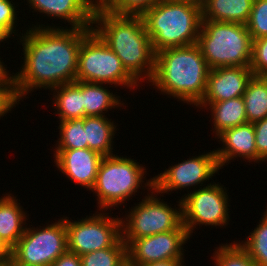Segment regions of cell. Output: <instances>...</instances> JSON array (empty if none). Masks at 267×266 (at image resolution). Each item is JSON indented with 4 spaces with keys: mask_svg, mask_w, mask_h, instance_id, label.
<instances>
[{
    "mask_svg": "<svg viewBox=\"0 0 267 266\" xmlns=\"http://www.w3.org/2000/svg\"><path fill=\"white\" fill-rule=\"evenodd\" d=\"M91 30L39 25L22 34L24 65L23 70L15 74L18 98L21 100L34 88L51 90L76 81L81 41Z\"/></svg>",
    "mask_w": 267,
    "mask_h": 266,
    "instance_id": "cell-1",
    "label": "cell"
},
{
    "mask_svg": "<svg viewBox=\"0 0 267 266\" xmlns=\"http://www.w3.org/2000/svg\"><path fill=\"white\" fill-rule=\"evenodd\" d=\"M93 24L98 26L92 29L120 58L127 72L137 82L144 77L149 82L152 80L155 52L142 16L116 15L107 9H97L94 10Z\"/></svg>",
    "mask_w": 267,
    "mask_h": 266,
    "instance_id": "cell-2",
    "label": "cell"
},
{
    "mask_svg": "<svg viewBox=\"0 0 267 266\" xmlns=\"http://www.w3.org/2000/svg\"><path fill=\"white\" fill-rule=\"evenodd\" d=\"M209 67L197 43L155 54L152 85L174 98L197 105L206 91Z\"/></svg>",
    "mask_w": 267,
    "mask_h": 266,
    "instance_id": "cell-3",
    "label": "cell"
},
{
    "mask_svg": "<svg viewBox=\"0 0 267 266\" xmlns=\"http://www.w3.org/2000/svg\"><path fill=\"white\" fill-rule=\"evenodd\" d=\"M142 17L155 54L197 43L202 23L198 5L184 0H160Z\"/></svg>",
    "mask_w": 267,
    "mask_h": 266,
    "instance_id": "cell-4",
    "label": "cell"
},
{
    "mask_svg": "<svg viewBox=\"0 0 267 266\" xmlns=\"http://www.w3.org/2000/svg\"><path fill=\"white\" fill-rule=\"evenodd\" d=\"M197 45L210 70L250 67L252 39L245 24L202 20Z\"/></svg>",
    "mask_w": 267,
    "mask_h": 266,
    "instance_id": "cell-5",
    "label": "cell"
},
{
    "mask_svg": "<svg viewBox=\"0 0 267 266\" xmlns=\"http://www.w3.org/2000/svg\"><path fill=\"white\" fill-rule=\"evenodd\" d=\"M77 81L133 87L137 82L120 58L92 29L81 41L77 62Z\"/></svg>",
    "mask_w": 267,
    "mask_h": 266,
    "instance_id": "cell-6",
    "label": "cell"
},
{
    "mask_svg": "<svg viewBox=\"0 0 267 266\" xmlns=\"http://www.w3.org/2000/svg\"><path fill=\"white\" fill-rule=\"evenodd\" d=\"M135 161L115 154L102 158L95 184L91 189L98 196L100 211L121 205L142 186L146 169Z\"/></svg>",
    "mask_w": 267,
    "mask_h": 266,
    "instance_id": "cell-7",
    "label": "cell"
},
{
    "mask_svg": "<svg viewBox=\"0 0 267 266\" xmlns=\"http://www.w3.org/2000/svg\"><path fill=\"white\" fill-rule=\"evenodd\" d=\"M27 228L10 250L13 266H51L67 249L65 219L43 228Z\"/></svg>",
    "mask_w": 267,
    "mask_h": 266,
    "instance_id": "cell-8",
    "label": "cell"
},
{
    "mask_svg": "<svg viewBox=\"0 0 267 266\" xmlns=\"http://www.w3.org/2000/svg\"><path fill=\"white\" fill-rule=\"evenodd\" d=\"M154 196L149 193L132 208L125 218L127 223L121 220L122 240H134L172 230H187L183 225L182 201L178 202V211Z\"/></svg>",
    "mask_w": 267,
    "mask_h": 266,
    "instance_id": "cell-9",
    "label": "cell"
},
{
    "mask_svg": "<svg viewBox=\"0 0 267 266\" xmlns=\"http://www.w3.org/2000/svg\"><path fill=\"white\" fill-rule=\"evenodd\" d=\"M97 213L80 221L65 218L67 249L81 256L111 247L121 237V218Z\"/></svg>",
    "mask_w": 267,
    "mask_h": 266,
    "instance_id": "cell-10",
    "label": "cell"
},
{
    "mask_svg": "<svg viewBox=\"0 0 267 266\" xmlns=\"http://www.w3.org/2000/svg\"><path fill=\"white\" fill-rule=\"evenodd\" d=\"M225 189L222 185L210 183L181 198L183 225L189 236L198 224L220 227L227 225L229 205Z\"/></svg>",
    "mask_w": 267,
    "mask_h": 266,
    "instance_id": "cell-11",
    "label": "cell"
},
{
    "mask_svg": "<svg viewBox=\"0 0 267 266\" xmlns=\"http://www.w3.org/2000/svg\"><path fill=\"white\" fill-rule=\"evenodd\" d=\"M221 169L217 160L216 152L192 157L176 165H172L159 175L149 179L145 187L151 189V193H167L168 191L181 190V188L193 187L203 184L209 180L213 174ZM154 191V192H153Z\"/></svg>",
    "mask_w": 267,
    "mask_h": 266,
    "instance_id": "cell-12",
    "label": "cell"
},
{
    "mask_svg": "<svg viewBox=\"0 0 267 266\" xmlns=\"http://www.w3.org/2000/svg\"><path fill=\"white\" fill-rule=\"evenodd\" d=\"M190 238L187 230H172L134 240L126 244L127 260L137 266L153 262L183 259V246Z\"/></svg>",
    "mask_w": 267,
    "mask_h": 266,
    "instance_id": "cell-13",
    "label": "cell"
},
{
    "mask_svg": "<svg viewBox=\"0 0 267 266\" xmlns=\"http://www.w3.org/2000/svg\"><path fill=\"white\" fill-rule=\"evenodd\" d=\"M253 72L250 67H218L209 70L206 91L196 105L207 107L213 102L242 97Z\"/></svg>",
    "mask_w": 267,
    "mask_h": 266,
    "instance_id": "cell-14",
    "label": "cell"
},
{
    "mask_svg": "<svg viewBox=\"0 0 267 266\" xmlns=\"http://www.w3.org/2000/svg\"><path fill=\"white\" fill-rule=\"evenodd\" d=\"M54 152V162L67 178L90 190L93 188L103 158L101 154L89 148L56 149Z\"/></svg>",
    "mask_w": 267,
    "mask_h": 266,
    "instance_id": "cell-15",
    "label": "cell"
},
{
    "mask_svg": "<svg viewBox=\"0 0 267 266\" xmlns=\"http://www.w3.org/2000/svg\"><path fill=\"white\" fill-rule=\"evenodd\" d=\"M225 147L215 150L220 168L234 157L257 162L255 130L253 123H245L227 129L218 135ZM251 160V161H250Z\"/></svg>",
    "mask_w": 267,
    "mask_h": 266,
    "instance_id": "cell-16",
    "label": "cell"
},
{
    "mask_svg": "<svg viewBox=\"0 0 267 266\" xmlns=\"http://www.w3.org/2000/svg\"><path fill=\"white\" fill-rule=\"evenodd\" d=\"M29 6L47 16L67 20L71 28H92L94 9L86 0H27ZM92 24V25H91Z\"/></svg>",
    "mask_w": 267,
    "mask_h": 266,
    "instance_id": "cell-17",
    "label": "cell"
},
{
    "mask_svg": "<svg viewBox=\"0 0 267 266\" xmlns=\"http://www.w3.org/2000/svg\"><path fill=\"white\" fill-rule=\"evenodd\" d=\"M7 195L0 198V240L11 250L23 236L26 229L23 221L27 218L16 197Z\"/></svg>",
    "mask_w": 267,
    "mask_h": 266,
    "instance_id": "cell-18",
    "label": "cell"
},
{
    "mask_svg": "<svg viewBox=\"0 0 267 266\" xmlns=\"http://www.w3.org/2000/svg\"><path fill=\"white\" fill-rule=\"evenodd\" d=\"M254 0H207L202 20L247 24Z\"/></svg>",
    "mask_w": 267,
    "mask_h": 266,
    "instance_id": "cell-19",
    "label": "cell"
},
{
    "mask_svg": "<svg viewBox=\"0 0 267 266\" xmlns=\"http://www.w3.org/2000/svg\"><path fill=\"white\" fill-rule=\"evenodd\" d=\"M52 90L57 92L54 91L53 102L60 121L84 118L83 81L62 84Z\"/></svg>",
    "mask_w": 267,
    "mask_h": 266,
    "instance_id": "cell-20",
    "label": "cell"
},
{
    "mask_svg": "<svg viewBox=\"0 0 267 266\" xmlns=\"http://www.w3.org/2000/svg\"><path fill=\"white\" fill-rule=\"evenodd\" d=\"M84 131L88 148L104 156L113 155L112 147L115 129L111 120L106 116H86L84 117Z\"/></svg>",
    "mask_w": 267,
    "mask_h": 266,
    "instance_id": "cell-21",
    "label": "cell"
},
{
    "mask_svg": "<svg viewBox=\"0 0 267 266\" xmlns=\"http://www.w3.org/2000/svg\"><path fill=\"white\" fill-rule=\"evenodd\" d=\"M207 106H210L217 136L227 129L248 123L243 97L213 102Z\"/></svg>",
    "mask_w": 267,
    "mask_h": 266,
    "instance_id": "cell-22",
    "label": "cell"
},
{
    "mask_svg": "<svg viewBox=\"0 0 267 266\" xmlns=\"http://www.w3.org/2000/svg\"><path fill=\"white\" fill-rule=\"evenodd\" d=\"M242 97L249 123L267 117V81L263 76L253 75Z\"/></svg>",
    "mask_w": 267,
    "mask_h": 266,
    "instance_id": "cell-23",
    "label": "cell"
},
{
    "mask_svg": "<svg viewBox=\"0 0 267 266\" xmlns=\"http://www.w3.org/2000/svg\"><path fill=\"white\" fill-rule=\"evenodd\" d=\"M118 98L105 89L103 84L83 82L84 117L104 116L103 111L107 112L110 108L122 106L123 103Z\"/></svg>",
    "mask_w": 267,
    "mask_h": 266,
    "instance_id": "cell-24",
    "label": "cell"
},
{
    "mask_svg": "<svg viewBox=\"0 0 267 266\" xmlns=\"http://www.w3.org/2000/svg\"><path fill=\"white\" fill-rule=\"evenodd\" d=\"M82 266H121L126 260V244L120 237L111 247L80 256Z\"/></svg>",
    "mask_w": 267,
    "mask_h": 266,
    "instance_id": "cell-25",
    "label": "cell"
},
{
    "mask_svg": "<svg viewBox=\"0 0 267 266\" xmlns=\"http://www.w3.org/2000/svg\"><path fill=\"white\" fill-rule=\"evenodd\" d=\"M260 224L251 232L245 242L239 245L258 266H267V209ZM243 243V244H242Z\"/></svg>",
    "mask_w": 267,
    "mask_h": 266,
    "instance_id": "cell-26",
    "label": "cell"
},
{
    "mask_svg": "<svg viewBox=\"0 0 267 266\" xmlns=\"http://www.w3.org/2000/svg\"><path fill=\"white\" fill-rule=\"evenodd\" d=\"M84 118L60 121V138L56 149L88 148L84 131Z\"/></svg>",
    "mask_w": 267,
    "mask_h": 266,
    "instance_id": "cell-27",
    "label": "cell"
},
{
    "mask_svg": "<svg viewBox=\"0 0 267 266\" xmlns=\"http://www.w3.org/2000/svg\"><path fill=\"white\" fill-rule=\"evenodd\" d=\"M231 244L220 245L215 251L213 258L217 266H258L239 243Z\"/></svg>",
    "mask_w": 267,
    "mask_h": 266,
    "instance_id": "cell-28",
    "label": "cell"
},
{
    "mask_svg": "<svg viewBox=\"0 0 267 266\" xmlns=\"http://www.w3.org/2000/svg\"><path fill=\"white\" fill-rule=\"evenodd\" d=\"M246 26L252 40L267 36V0H254Z\"/></svg>",
    "mask_w": 267,
    "mask_h": 266,
    "instance_id": "cell-29",
    "label": "cell"
},
{
    "mask_svg": "<svg viewBox=\"0 0 267 266\" xmlns=\"http://www.w3.org/2000/svg\"><path fill=\"white\" fill-rule=\"evenodd\" d=\"M158 1L160 0H113L106 9L116 15L142 16Z\"/></svg>",
    "mask_w": 267,
    "mask_h": 266,
    "instance_id": "cell-30",
    "label": "cell"
},
{
    "mask_svg": "<svg viewBox=\"0 0 267 266\" xmlns=\"http://www.w3.org/2000/svg\"><path fill=\"white\" fill-rule=\"evenodd\" d=\"M250 69L254 76H263L267 73V36L252 40Z\"/></svg>",
    "mask_w": 267,
    "mask_h": 266,
    "instance_id": "cell-31",
    "label": "cell"
},
{
    "mask_svg": "<svg viewBox=\"0 0 267 266\" xmlns=\"http://www.w3.org/2000/svg\"><path fill=\"white\" fill-rule=\"evenodd\" d=\"M10 0H0V42L4 41L6 38L11 37L10 35L14 33L16 13L15 6Z\"/></svg>",
    "mask_w": 267,
    "mask_h": 266,
    "instance_id": "cell-32",
    "label": "cell"
},
{
    "mask_svg": "<svg viewBox=\"0 0 267 266\" xmlns=\"http://www.w3.org/2000/svg\"><path fill=\"white\" fill-rule=\"evenodd\" d=\"M255 130V146L257 162L267 160V117L253 123Z\"/></svg>",
    "mask_w": 267,
    "mask_h": 266,
    "instance_id": "cell-33",
    "label": "cell"
},
{
    "mask_svg": "<svg viewBox=\"0 0 267 266\" xmlns=\"http://www.w3.org/2000/svg\"><path fill=\"white\" fill-rule=\"evenodd\" d=\"M19 101L16 89H0V117L11 111Z\"/></svg>",
    "mask_w": 267,
    "mask_h": 266,
    "instance_id": "cell-34",
    "label": "cell"
},
{
    "mask_svg": "<svg viewBox=\"0 0 267 266\" xmlns=\"http://www.w3.org/2000/svg\"><path fill=\"white\" fill-rule=\"evenodd\" d=\"M51 266H82V263L80 256L67 250Z\"/></svg>",
    "mask_w": 267,
    "mask_h": 266,
    "instance_id": "cell-35",
    "label": "cell"
},
{
    "mask_svg": "<svg viewBox=\"0 0 267 266\" xmlns=\"http://www.w3.org/2000/svg\"><path fill=\"white\" fill-rule=\"evenodd\" d=\"M2 63L0 60V89H16L15 75L10 76Z\"/></svg>",
    "mask_w": 267,
    "mask_h": 266,
    "instance_id": "cell-36",
    "label": "cell"
},
{
    "mask_svg": "<svg viewBox=\"0 0 267 266\" xmlns=\"http://www.w3.org/2000/svg\"><path fill=\"white\" fill-rule=\"evenodd\" d=\"M184 260L182 259H171V260H164V261H158V262H153L147 265H142V266H185Z\"/></svg>",
    "mask_w": 267,
    "mask_h": 266,
    "instance_id": "cell-37",
    "label": "cell"
},
{
    "mask_svg": "<svg viewBox=\"0 0 267 266\" xmlns=\"http://www.w3.org/2000/svg\"><path fill=\"white\" fill-rule=\"evenodd\" d=\"M96 1V0H95ZM94 0H86V2L94 9H106L112 2L113 0H97L95 2Z\"/></svg>",
    "mask_w": 267,
    "mask_h": 266,
    "instance_id": "cell-38",
    "label": "cell"
},
{
    "mask_svg": "<svg viewBox=\"0 0 267 266\" xmlns=\"http://www.w3.org/2000/svg\"><path fill=\"white\" fill-rule=\"evenodd\" d=\"M10 262V250L0 240V264Z\"/></svg>",
    "mask_w": 267,
    "mask_h": 266,
    "instance_id": "cell-39",
    "label": "cell"
},
{
    "mask_svg": "<svg viewBox=\"0 0 267 266\" xmlns=\"http://www.w3.org/2000/svg\"><path fill=\"white\" fill-rule=\"evenodd\" d=\"M184 1L198 5L200 7H202L207 2V0H184Z\"/></svg>",
    "mask_w": 267,
    "mask_h": 266,
    "instance_id": "cell-40",
    "label": "cell"
},
{
    "mask_svg": "<svg viewBox=\"0 0 267 266\" xmlns=\"http://www.w3.org/2000/svg\"><path fill=\"white\" fill-rule=\"evenodd\" d=\"M121 266H137V265L132 264L131 262H129L128 260H126Z\"/></svg>",
    "mask_w": 267,
    "mask_h": 266,
    "instance_id": "cell-41",
    "label": "cell"
},
{
    "mask_svg": "<svg viewBox=\"0 0 267 266\" xmlns=\"http://www.w3.org/2000/svg\"><path fill=\"white\" fill-rule=\"evenodd\" d=\"M0 266H8V262L1 263Z\"/></svg>",
    "mask_w": 267,
    "mask_h": 266,
    "instance_id": "cell-42",
    "label": "cell"
},
{
    "mask_svg": "<svg viewBox=\"0 0 267 266\" xmlns=\"http://www.w3.org/2000/svg\"><path fill=\"white\" fill-rule=\"evenodd\" d=\"M263 77H264V78L266 79V81H267V73L264 74Z\"/></svg>",
    "mask_w": 267,
    "mask_h": 266,
    "instance_id": "cell-43",
    "label": "cell"
}]
</instances>
